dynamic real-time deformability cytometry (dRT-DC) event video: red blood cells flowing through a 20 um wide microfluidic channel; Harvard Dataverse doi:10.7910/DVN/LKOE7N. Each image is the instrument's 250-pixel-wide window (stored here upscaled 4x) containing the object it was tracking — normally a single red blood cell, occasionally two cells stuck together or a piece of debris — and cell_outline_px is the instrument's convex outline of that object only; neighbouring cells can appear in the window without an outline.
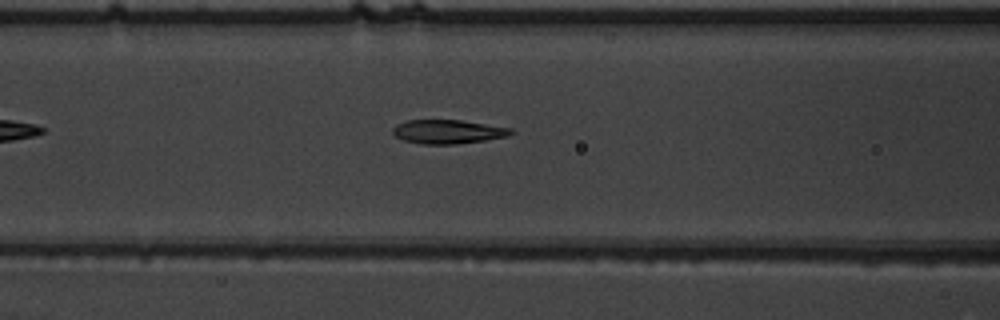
{"species": "common noctule bat (a hibernating species)", "species_latin": "Nyctalus noctula", "temperature_condition": "warm", "stored_images_in_passage": 23, "camera_frame_rate_fps": 3000, "um_per_image_px": 0.085, "animal": {"sex": "male", "body_mass_g": 19.5, "forearm_length_mm": 54.6}, "frame": {"image": 1, "passage_image": 6, "time_ms": 1.667, "image_size_px": [1000, 320], "cell_outline_px": [[516, 132], [508, 136], [484, 140], [456, 144], [420, 144], [404, 140], [396, 136], [392, 132], [392, 128], [396, 124], [408, 120], [460, 120], [512, 128]], "centroid_in_image_um": [38.08, 11.19], "position_along_channel_um": 128.5, "area_um2": 16.47}}
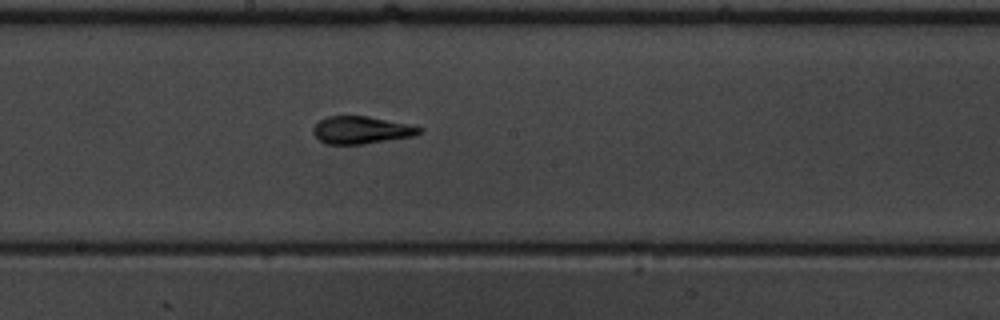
{"frame": {"image": 2, "passage_image": 13, "time_ms": 4.0, "image_size_px": [1000, 320], "cell_outline_px": [[424, 132], [412, 136], [364, 144], [324, 144], [312, 132], [312, 128], [320, 120], [328, 116], [368, 116], [408, 124], [424, 128]], "centroid_in_image_um": [30.72, 11.05], "position_along_channel_um": 217.5, "area_um2": 16.99}}
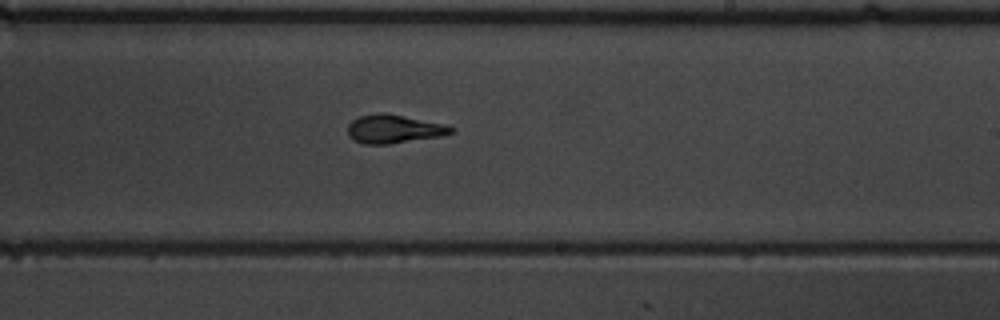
{"frame": {"image": 3, "passage_image": 16, "time_ms": 5.0, "image_size_px": [1000, 320], "cell_outline_px": [[456, 128], [452, 132], [440, 136], [388, 144], [364, 144], [348, 136], [348, 124], [352, 120], [360, 116], [376, 112], [384, 112], [444, 124]], "centroid_in_image_um": [33.45, 10.95], "position_along_channel_um": 255.5, "area_um2": 17.05}}